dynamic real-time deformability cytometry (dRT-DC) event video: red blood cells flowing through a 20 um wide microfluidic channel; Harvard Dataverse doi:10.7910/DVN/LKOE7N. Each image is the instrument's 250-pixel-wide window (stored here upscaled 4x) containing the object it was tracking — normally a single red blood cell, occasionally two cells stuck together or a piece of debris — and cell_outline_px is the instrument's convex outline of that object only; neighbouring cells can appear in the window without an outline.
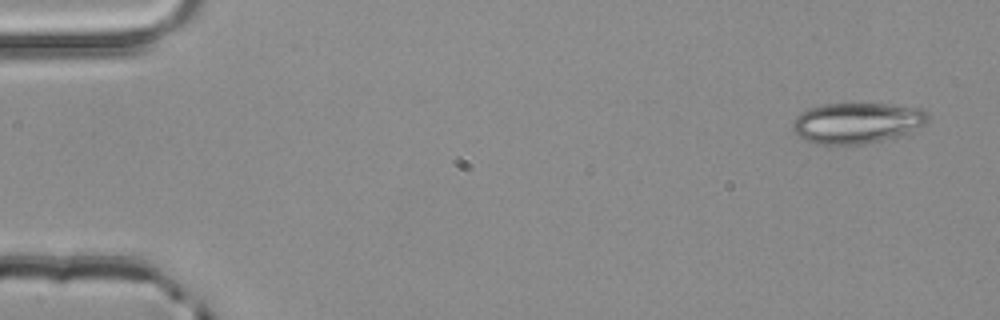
{"species": "common noctule bat (a hibernating species)", "species_latin": "Nyctalus noctula", "temperature_condition": "room temperature", "stored_images_in_passage": 4, "camera_frame_rate_fps": 3000, "um_per_image_px": 0.085, "animal": {"sex": "male", "body_mass_g": 20.4}, "frame": {"image": 1, "passage_image": 1, "time_ms": 0.0, "image_size_px": [1000, 320], "cell_outline_px": [[928, 120], [924, 124], [908, 132], [896, 136], [880, 140], [860, 144], [820, 144], [808, 140], [800, 136], [792, 128], [792, 120], [796, 116], [812, 108], [824, 104], [884, 104], [920, 108], [928, 112]], "centroid_in_image_um": [72.84, 10.44], "position_along_channel_um": 12.2, "area_um2": 31.39}}